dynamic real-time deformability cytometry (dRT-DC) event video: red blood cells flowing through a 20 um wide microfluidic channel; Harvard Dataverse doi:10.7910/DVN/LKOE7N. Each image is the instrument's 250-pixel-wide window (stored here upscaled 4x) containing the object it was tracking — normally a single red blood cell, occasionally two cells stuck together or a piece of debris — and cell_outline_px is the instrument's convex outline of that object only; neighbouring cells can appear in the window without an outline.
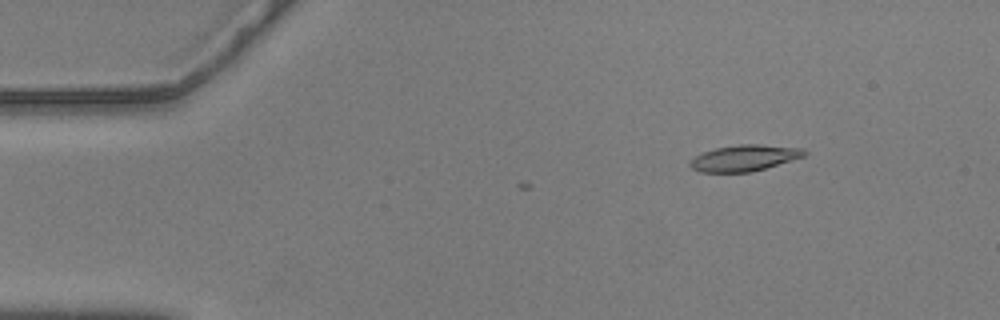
{"species": "common noctule bat (a hibernating species)", "species_latin": "Nyctalus noctula", "temperature_condition": "warm", "stored_images_in_passage": 5, "camera_frame_rate_fps": 3000, "um_per_image_px": 0.085, "animal": {"sex": "male", "body_mass_g": 20.5, "forearm_length_mm": 52.5}, "frame": {"image": 1, "passage_image": 1, "time_ms": 0.0, "image_size_px": [1000, 320], "cell_outline_px": [[808, 152], [804, 156], [752, 172], [700, 172], [692, 168], [688, 164], [696, 156], [704, 152], [716, 148], [740, 144], [760, 144], [804, 148]], "centroid_in_image_um": [63.29, 13.42], "position_along_channel_um": 21.7, "area_um2": 17.28}}